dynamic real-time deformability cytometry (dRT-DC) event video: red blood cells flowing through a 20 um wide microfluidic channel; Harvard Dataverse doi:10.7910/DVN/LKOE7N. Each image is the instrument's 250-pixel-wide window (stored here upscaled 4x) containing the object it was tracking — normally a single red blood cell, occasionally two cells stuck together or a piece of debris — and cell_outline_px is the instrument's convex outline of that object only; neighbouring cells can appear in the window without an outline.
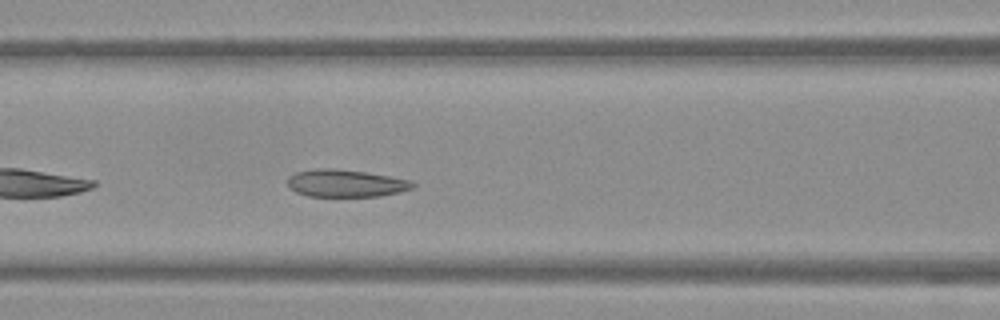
{"species": "Egyptian fruit bat (a non-hibernating species)", "species_latin": "Rousettus aegyptiacus", "temperature_condition": "warm", "stored_images_in_passage": 28, "camera_frame_rate_fps": 3000, "um_per_image_px": 0.085, "frame": {"image": 1, "passage_image": 8, "time_ms": 2.333, "image_size_px": [1000, 320], "cell_outline_px": [[416, 184], [412, 188], [400, 192], [380, 196], [308, 196], [296, 192], [288, 188], [288, 176], [296, 172], [312, 168], [336, 168], [368, 172], [408, 180]], "centroid_in_image_um": [29.34, 15.57], "position_along_channel_um": 137.3, "area_um2": 20.11}}
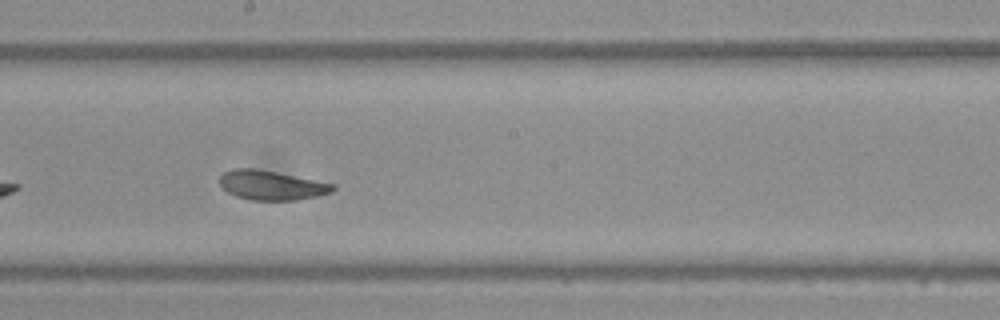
{"frame": {"image": 2, "passage_image": 15, "time_ms": 4.667, "image_size_px": [1000, 320], "cell_outline_px": [[336, 188], [332, 192], [316, 196], [296, 200], [252, 200], [236, 196], [228, 192], [220, 184], [220, 176], [224, 172], [236, 168], [256, 168], [336, 184]], "centroid_in_image_um": [23.09, 15.74], "position_along_channel_um": 225.1, "area_um2": 19.31}}
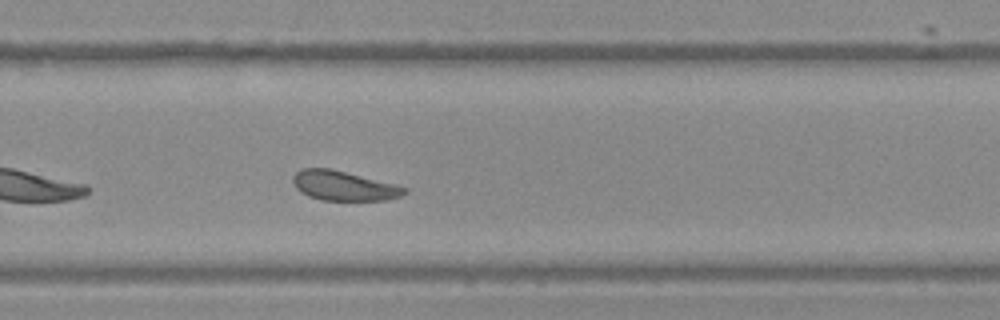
{"frame": {"image": 3, "passage_image": 21, "time_ms": 6.667, "image_size_px": [1000, 320], "cell_outline_px": [[408, 192], [400, 196], [388, 200], [320, 200], [308, 196], [300, 192], [296, 188], [292, 180], [292, 176], [300, 168], [328, 168], [396, 184], [408, 188]], "centroid_in_image_um": [29.21, 15.79], "position_along_channel_um": 300.6, "area_um2": 19.31}, "authors_computed_cell_mechanics": {"area_um2": 20.2011, "velocity_mm_per_s": 3.7742, "shape_relaxation_time_tau1_ms": null, "shape_relaxation_time_tau2_ms": 1.5427, "deformation_change_tau1": null, "deformation_change_tau2": 0.0804}}